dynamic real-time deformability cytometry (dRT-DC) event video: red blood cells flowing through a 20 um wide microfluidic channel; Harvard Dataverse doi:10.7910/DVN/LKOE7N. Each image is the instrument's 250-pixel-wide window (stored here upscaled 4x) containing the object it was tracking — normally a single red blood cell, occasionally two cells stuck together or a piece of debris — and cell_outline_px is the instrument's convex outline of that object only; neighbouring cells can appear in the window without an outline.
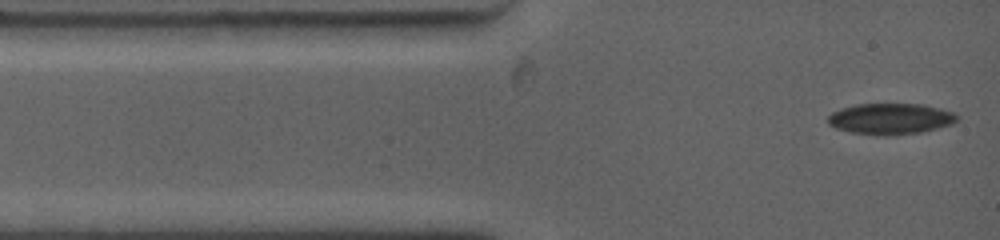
{"species": "common noctule bat (a hibernating species)", "species_latin": "Nyctalus noctula", "temperature_condition": "warm", "stored_images_in_passage": 5, "camera_frame_rate_fps": 4500, "um_per_image_px": 0.085, "animal": {"sex": "female", "body_mass_g": 19.0, "forearm_length_mm": 53.3}, "frame": {"image": 1, "passage_image": 1, "time_ms": 0.0, "image_size_px": [1000, 240], "cell_outline_px": [[960, 116], [952, 124], [920, 132], [852, 132], [836, 128], [828, 124], [828, 116], [832, 112], [840, 108], [856, 104], [924, 104], [940, 108], [952, 112]], "centroid_in_image_um": [75.7, 10.03], "position_along_channel_um": 9.3, "area_um2": 22.31}}
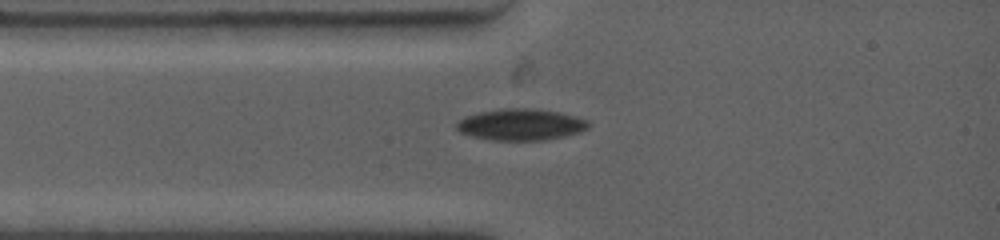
{"frame": {"image": 2, "passage_image": 4, "time_ms": 1.778, "image_size_px": [1000, 240], "cell_outline_px": [[588, 128], [580, 132], [564, 136], [544, 140], [488, 140], [472, 136], [460, 132], [456, 128], [456, 124], [464, 116], [480, 112], [500, 108], [532, 108], [560, 112], [588, 120]], "centroid_in_image_um": [44.25, 10.58], "position_along_channel_um": 40.7, "area_um2": 24.22}}